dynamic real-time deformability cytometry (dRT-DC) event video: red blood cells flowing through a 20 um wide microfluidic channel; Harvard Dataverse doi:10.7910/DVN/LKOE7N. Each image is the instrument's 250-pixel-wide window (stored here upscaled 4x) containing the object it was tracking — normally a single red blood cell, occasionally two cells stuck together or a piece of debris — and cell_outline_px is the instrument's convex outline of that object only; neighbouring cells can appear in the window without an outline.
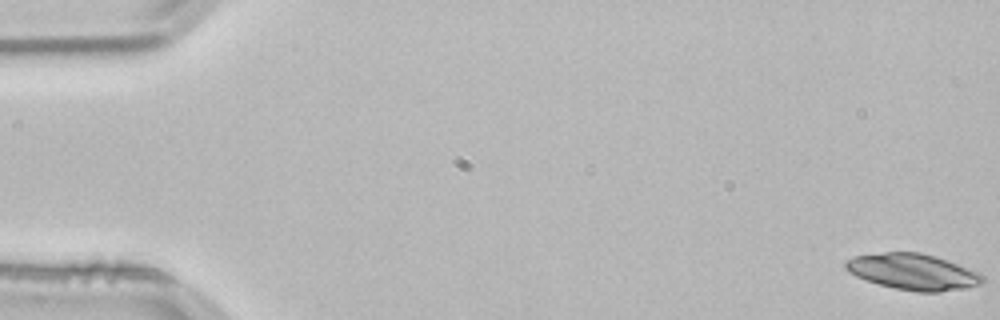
{"species": "common noctule bat (a hibernating species)", "species_latin": "Nyctalus noctula", "temperature_condition": "room temperature", "stored_images_in_passage": 53, "camera_frame_rate_fps": 3000, "um_per_image_px": 0.085, "animal": {"sex": "male", "body_mass_g": 21.5, "forearm_length_mm": 52.0}, "frame": {"image": 1, "passage_image": 1, "time_ms": 0.0, "image_size_px": [1000, 320], "cell_outline_px": [[984, 284], [964, 288], [940, 292], [916, 292], [896, 288], [880, 284], [856, 276], [844, 268], [844, 264], [852, 256], [884, 252], [920, 252], [936, 256], [980, 272], [984, 276]], "centroid_in_image_um": [77.65, 23.1], "position_along_channel_um": 7.4, "area_um2": 28.84}}
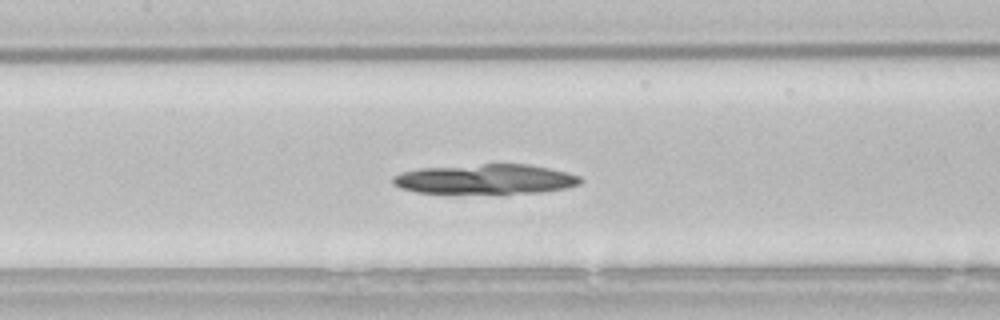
{"frame": {"image": 2, "passage_image": 25, "time_ms": 8.0, "image_size_px": [1000, 320], "cell_outline_px": [[584, 180], [580, 184], [564, 188], [540, 192], [500, 196], [416, 192], [400, 188], [392, 184], [392, 176], [400, 172], [420, 168], [484, 164], [528, 164], [568, 172], [580, 176]], "centroid_in_image_um": [41.26, 15.27], "position_along_channel_um": 166.1, "area_um2": 33.93}}
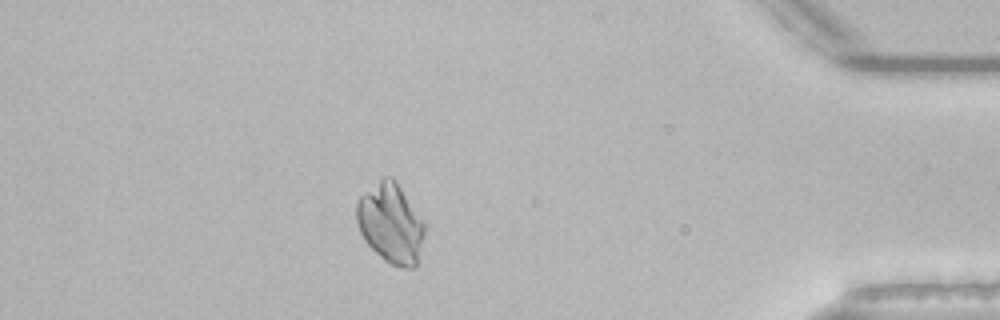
{"frame": {"image": 3, "passage_image": 47, "time_ms": 15.333, "image_size_px": [1000, 320], "cell_outline_px": [[424, 236], [416, 268], [404, 268], [392, 264], [384, 260], [364, 240], [360, 232], [356, 220], [356, 204], [360, 196], [384, 176], [392, 176], [396, 180], [424, 220]], "centroid_in_image_um": [33.22, 18.97], "position_along_channel_um": 402.0, "area_um2": 31.67}}